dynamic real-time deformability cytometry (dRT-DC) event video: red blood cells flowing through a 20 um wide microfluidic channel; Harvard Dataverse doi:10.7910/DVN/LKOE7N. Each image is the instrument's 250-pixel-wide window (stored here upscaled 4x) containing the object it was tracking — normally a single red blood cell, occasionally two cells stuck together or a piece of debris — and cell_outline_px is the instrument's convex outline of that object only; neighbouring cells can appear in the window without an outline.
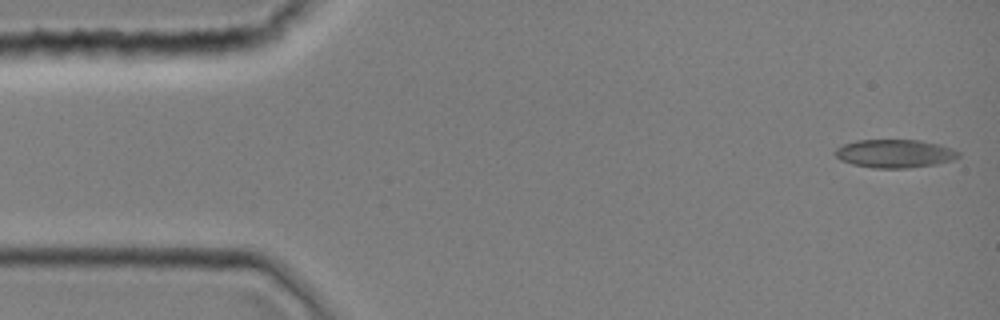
{"species": "common noctule bat (a hibernating species)", "species_latin": "Nyctalus noctula", "temperature_condition": "room temperature", "stored_images_in_passage": 19, "camera_frame_rate_fps": 3000, "um_per_image_px": 0.085, "animal": {"sex": "female", "body_mass_g": 19.0, "forearm_length_mm": 51.5}, "frame": {"image": 1, "passage_image": 1, "time_ms": 0.0, "image_size_px": [1000, 320], "cell_outline_px": [[960, 156], [952, 160], [936, 164], [908, 168], [872, 168], [852, 164], [840, 160], [836, 156], [836, 148], [844, 144], [856, 140], [920, 140], [952, 148], [960, 152]], "centroid_in_image_um": [76.05, 13.06], "position_along_channel_um": 8.9, "area_um2": 20.29}}
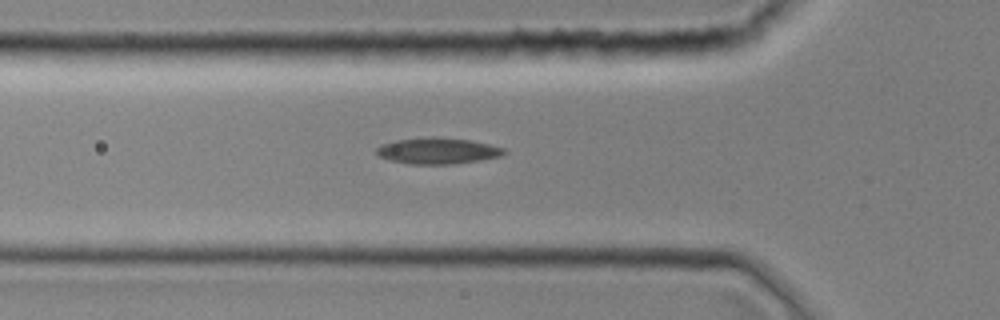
{"frame": {"image": 2, "passage_image": 14, "time_ms": 4.333, "image_size_px": [1000, 320], "cell_outline_px": [[508, 152], [500, 156], [480, 160], [452, 164], [412, 164], [392, 160], [380, 156], [376, 152], [376, 148], [380, 144], [396, 140], [432, 136], [440, 136], [468, 140], [488, 144], [504, 148]], "centroid_in_image_um": [37.21, 12.81], "position_along_channel_um": 88.6, "area_um2": 19.42}}
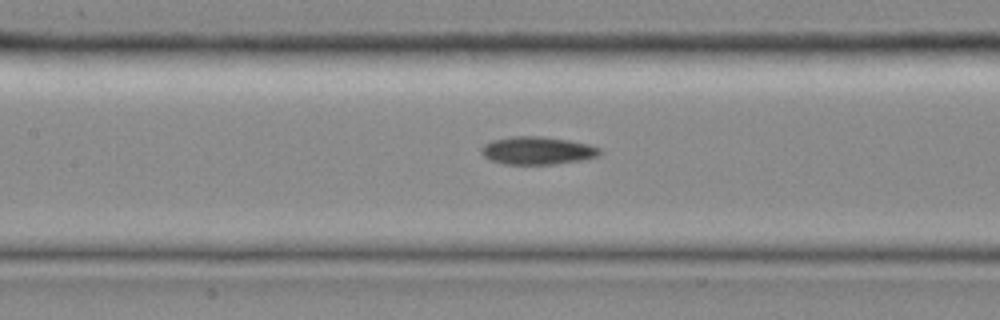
{"frame": {"image": 3, "passage_image": 19, "time_ms": 6.0, "image_size_px": [1000, 320], "cell_outline_px": [[600, 156], [584, 160], [556, 164], [504, 164], [492, 160], [484, 156], [480, 152], [480, 148], [484, 144], [492, 140], [508, 136], [544, 136], [568, 140], [588, 144], [600, 148]], "centroid_in_image_um": [45.68, 12.79], "position_along_channel_um": 161.7, "area_um2": 19.42}}